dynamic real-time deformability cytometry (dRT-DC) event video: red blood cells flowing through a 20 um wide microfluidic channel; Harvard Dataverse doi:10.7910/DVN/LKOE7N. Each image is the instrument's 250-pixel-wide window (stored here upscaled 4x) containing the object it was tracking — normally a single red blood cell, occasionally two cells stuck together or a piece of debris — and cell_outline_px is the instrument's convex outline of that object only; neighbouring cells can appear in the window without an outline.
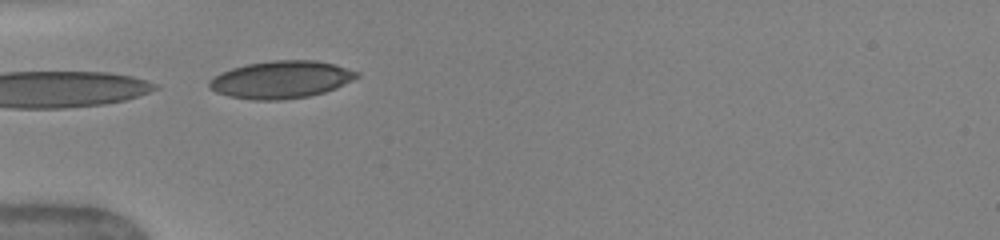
{"species": "human", "species_latin": "Homo sapiens", "temperature_condition": "warm", "stored_images_in_passage": 5, "camera_frame_rate_fps": 3000, "um_per_image_px": 0.085, "donor": {"sex": "female"}, "frame": {"image": 1, "passage_image": 3, "time_ms": 1.0, "image_size_px": [1000, 240], "cell_outline_px": [[360, 76], [336, 88], [324, 92], [308, 96], [280, 100], [252, 100], [228, 96], [216, 92], [208, 88], [208, 80], [220, 72], [232, 68], [248, 64], [272, 60], [316, 60], [332, 64], [360, 72]], "centroid_in_image_um": [23.86, 6.77], "position_along_channel_um": 61.1, "area_um2": 32.25}}